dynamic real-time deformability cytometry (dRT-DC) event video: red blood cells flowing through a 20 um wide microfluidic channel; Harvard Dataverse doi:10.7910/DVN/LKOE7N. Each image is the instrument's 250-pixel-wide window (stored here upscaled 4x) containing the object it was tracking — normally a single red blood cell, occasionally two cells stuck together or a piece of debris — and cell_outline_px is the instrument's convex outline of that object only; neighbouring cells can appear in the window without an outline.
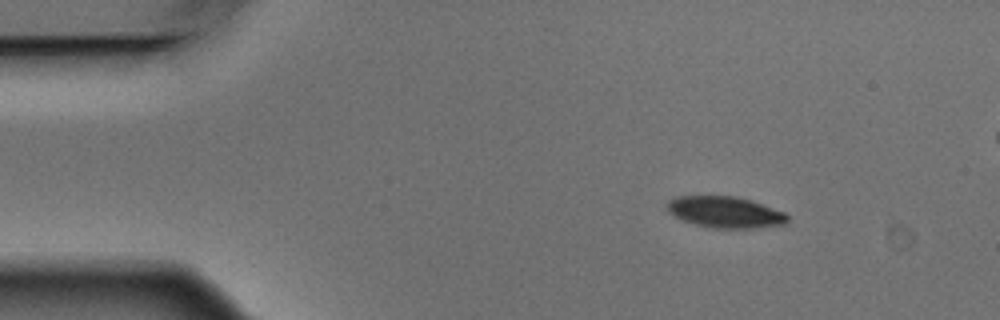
{"species": "Egyptian fruit bat (a non-hibernating species)", "species_latin": "Rousettus aegyptiacus", "temperature_condition": "warm", "stored_images_in_passage": 4, "camera_frame_rate_fps": 3000, "um_per_image_px": 0.085, "animal": {"sex": "male"}, "frame": {"image": 1, "passage_image": 1, "time_ms": 0.0, "image_size_px": [1000, 320], "cell_outline_px": [[788, 220], [784, 224], [752, 228], [712, 228], [696, 224], [684, 220], [668, 212], [664, 204], [668, 200], [676, 196], [736, 196], [752, 200], [784, 212], [788, 216]], "centroid_in_image_um": [61.61, 18.02], "position_along_channel_um": 23.4, "area_um2": 21.96}}